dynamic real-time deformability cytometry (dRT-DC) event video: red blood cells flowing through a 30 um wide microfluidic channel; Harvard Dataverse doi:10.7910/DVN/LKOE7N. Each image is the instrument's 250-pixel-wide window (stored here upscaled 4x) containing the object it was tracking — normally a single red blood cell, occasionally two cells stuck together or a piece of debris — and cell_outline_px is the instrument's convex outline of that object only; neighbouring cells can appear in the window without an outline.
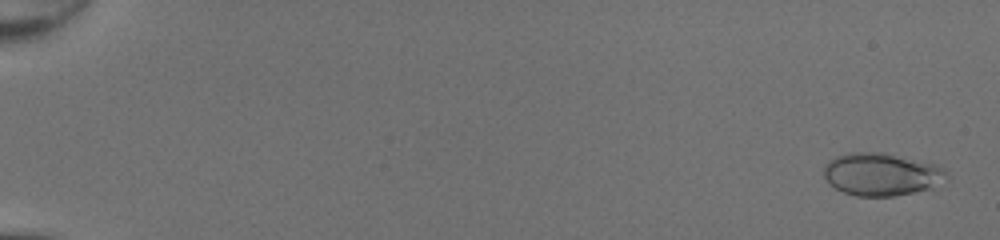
{"species": "common noctule bat (a hibernating species)", "species_latin": "Nyctalus noctula", "temperature_condition": "room temperature", "stored_images_in_passage": 50, "camera_frame_rate_fps": 3000, "um_per_image_px": 0.085, "animal": {"sex": "female", "body_mass_g": 20.0, "forearm_length_mm": 54.0}, "frame": {"image": 1, "passage_image": 2, "time_ms": 0.333, "image_size_px": [1000, 240], "cell_outline_px": [[948, 180], [932, 188], [892, 196], [856, 196], [844, 192], [836, 188], [824, 176], [824, 164], [828, 160], [836, 156], [848, 152], [880, 152], [932, 164], [944, 168], [948, 176]], "centroid_in_image_um": [74.91, 14.81], "position_along_channel_um": 10.1, "area_um2": 30.29}}
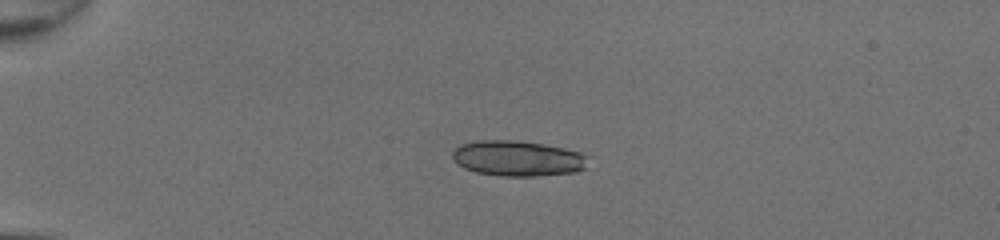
{"frame": {"image": 2, "passage_image": 14, "time_ms": 4.333, "image_size_px": [1000, 240], "cell_outline_px": [[588, 156], [584, 168], [576, 172], [536, 176], [500, 176], [476, 172], [464, 168], [456, 164], [452, 160], [452, 152], [460, 144], [476, 140], [512, 140], [544, 144], [564, 148], [580, 152]], "centroid_in_image_um": [43.96, 13.46], "position_along_channel_um": 41.0, "area_um2": 28.21}}